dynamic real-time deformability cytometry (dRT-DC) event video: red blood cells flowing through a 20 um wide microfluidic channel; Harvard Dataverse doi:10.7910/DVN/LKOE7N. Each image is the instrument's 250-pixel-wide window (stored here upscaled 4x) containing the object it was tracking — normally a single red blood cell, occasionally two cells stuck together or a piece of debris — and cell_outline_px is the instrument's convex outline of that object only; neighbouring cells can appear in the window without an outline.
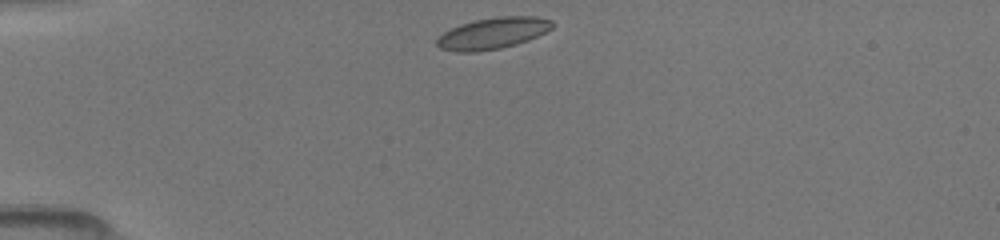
{"species": "common noctule bat (a hibernating species)", "species_latin": "Nyctalus noctula", "temperature_condition": "room temperature", "stored_images_in_passage": 21, "camera_frame_rate_fps": 3000, "um_per_image_px": 0.085, "animal": {"sex": "female", "body_mass_g": 19.5, "forearm_length_mm": 54.1}, "frame": {"image": 1, "passage_image": 1, "time_ms": 0.0, "image_size_px": [1000, 240], "cell_outline_px": [[552, 28], [528, 40], [516, 44], [500, 48], [476, 52], [456, 52], [440, 48], [436, 44], [436, 40], [444, 32], [460, 24], [476, 20], [496, 16], [536, 16], [552, 20]], "centroid_in_image_um": [41.87, 2.82], "position_along_channel_um": 43.1, "area_um2": 20.98}}
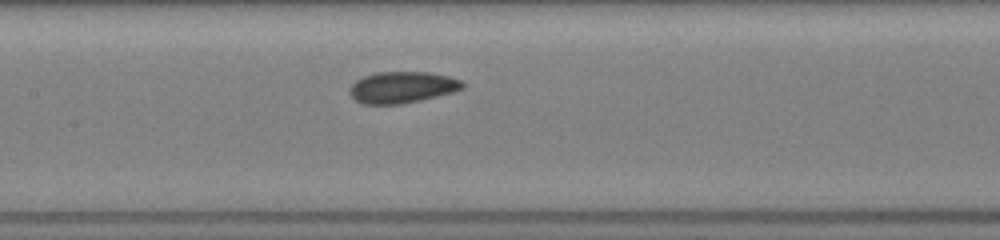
{"frame": {"image": 2, "passage_image": 8, "time_ms": 4.0, "image_size_px": [1000, 240], "cell_outline_px": [[468, 84], [464, 88], [452, 92], [420, 100], [400, 104], [360, 104], [348, 92], [348, 88], [356, 80], [364, 76], [376, 72], [428, 72], [448, 76], [464, 80]], "centroid_in_image_um": [34.2, 7.41], "position_along_channel_um": 173.2, "area_um2": 20.87}}
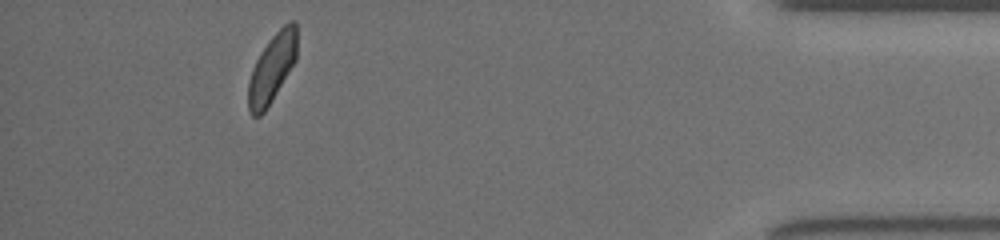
{"frame": {"image": 3, "passage_image": 19, "time_ms": 11.0, "image_size_px": [1000, 240], "cell_outline_px": [[296, 60], [264, 112], [260, 116], [252, 116], [248, 112], [248, 80], [252, 68], [260, 52], [272, 36], [288, 20], [296, 20]], "centroid_in_image_um": [23.1, 5.79], "position_along_channel_um": 412.1, "area_um2": 19.36}}